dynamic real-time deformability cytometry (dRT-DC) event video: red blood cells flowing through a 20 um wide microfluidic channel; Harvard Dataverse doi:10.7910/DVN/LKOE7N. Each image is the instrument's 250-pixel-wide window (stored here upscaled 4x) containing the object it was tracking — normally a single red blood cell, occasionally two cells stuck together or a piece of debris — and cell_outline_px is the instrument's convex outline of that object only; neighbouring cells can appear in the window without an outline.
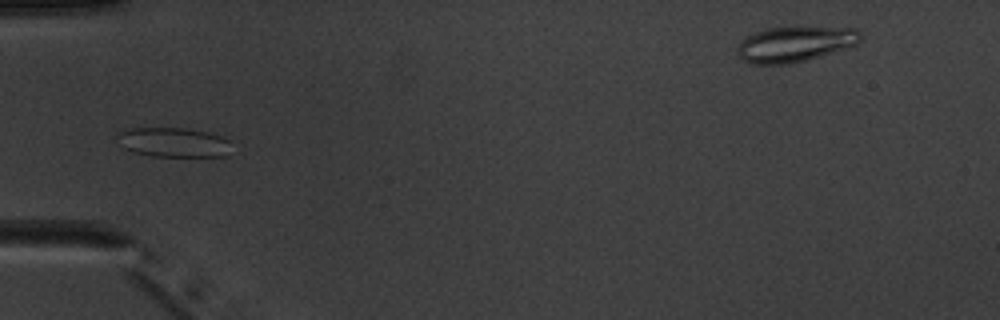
{"species": "common noctule bat (a hibernating species)", "species_latin": "Nyctalus noctula", "temperature_condition": "warm", "stored_images_in_passage": 6, "camera_frame_rate_fps": 3000, "um_per_image_px": 0.085, "animal": {"sex": "male", "body_mass_g": 20.1, "forearm_length_mm": 53.5}, "frame": {"image": 1, "passage_image": 6, "time_ms": 5.667, "image_size_px": [1000, 320], "cell_outline_px": [[228, 156], [152, 156], [132, 152], [124, 148], [116, 136], [116, 132], [132, 128], [184, 128], [208, 132], [224, 136], [228, 140]], "centroid_in_image_um": [14.72, 12.09], "position_along_channel_um": 70.3, "area_um2": 19.65}}